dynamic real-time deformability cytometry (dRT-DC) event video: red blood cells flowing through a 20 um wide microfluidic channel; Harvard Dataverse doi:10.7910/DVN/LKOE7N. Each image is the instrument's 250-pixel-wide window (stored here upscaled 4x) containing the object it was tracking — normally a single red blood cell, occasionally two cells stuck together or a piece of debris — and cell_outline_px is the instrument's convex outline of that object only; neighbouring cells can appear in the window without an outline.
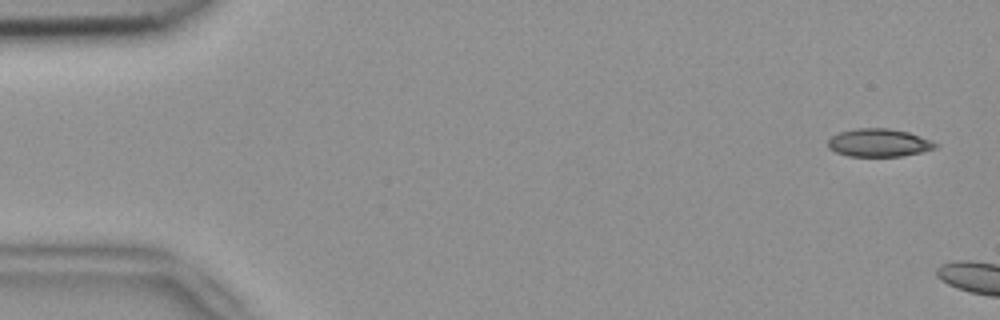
{"species": "common noctule bat (a hibernating species)", "species_latin": "Nyctalus noctula", "temperature_condition": "room temperature", "stored_images_in_passage": 6, "camera_frame_rate_fps": 3000, "um_per_image_px": 0.085, "animal": {"sex": "female", "body_mass_g": 18.4}, "frame": {"image": 1, "passage_image": 2, "time_ms": 0.333, "image_size_px": [1000, 320], "cell_outline_px": [[940, 144], [936, 148], [920, 152], [900, 156], [848, 156], [836, 152], [828, 148], [828, 140], [832, 136], [840, 132], [856, 128], [888, 128], [908, 132], [932, 140]], "centroid_in_image_um": [74.71, 12.13], "position_along_channel_um": 10.3, "area_um2": 17.51}}